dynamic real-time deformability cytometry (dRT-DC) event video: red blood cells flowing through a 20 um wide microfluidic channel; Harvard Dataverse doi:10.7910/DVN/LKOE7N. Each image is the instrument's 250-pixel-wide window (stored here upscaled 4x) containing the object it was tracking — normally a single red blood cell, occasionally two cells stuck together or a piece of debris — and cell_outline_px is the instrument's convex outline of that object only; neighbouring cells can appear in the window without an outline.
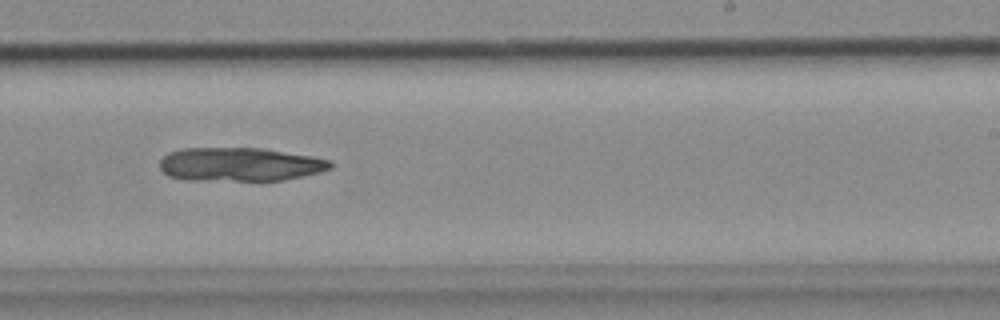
{"species": "common noctule bat (a hibernating species)", "species_latin": "Nyctalus noctula", "temperature_condition": "cold", "stored_images_in_passage": 37, "camera_frame_rate_fps": 3000, "um_per_image_px": 0.085, "animal": {"sex": "female", "body_mass_g": 18.4}, "frame": {"image": 1, "passage_image": 17, "time_ms": 5.333, "image_size_px": [1000, 320], "cell_outline_px": [[332, 168], [320, 172], [284, 180], [184, 180], [168, 176], [160, 168], [160, 160], [168, 152], [180, 148], [264, 148], [312, 156], [332, 160]], "centroid_in_image_um": [20.38, 13.97], "position_along_channel_um": 268.6, "area_um2": 33.7}}
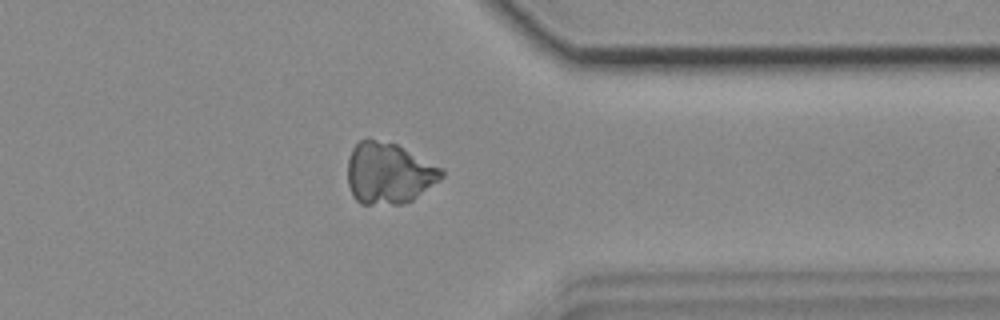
{"frame": {"image": 2, "passage_image": 26, "time_ms": 8.333, "image_size_px": [1000, 320], "cell_outline_px": [[444, 176], [440, 180], [412, 200], [400, 204], [360, 204], [352, 196], [348, 184], [348, 160], [352, 148], [360, 140], [376, 140], [396, 144], [444, 168]], "centroid_in_image_um": [33.05, 14.74], "position_along_channel_um": 378.3, "area_um2": 33.52}}
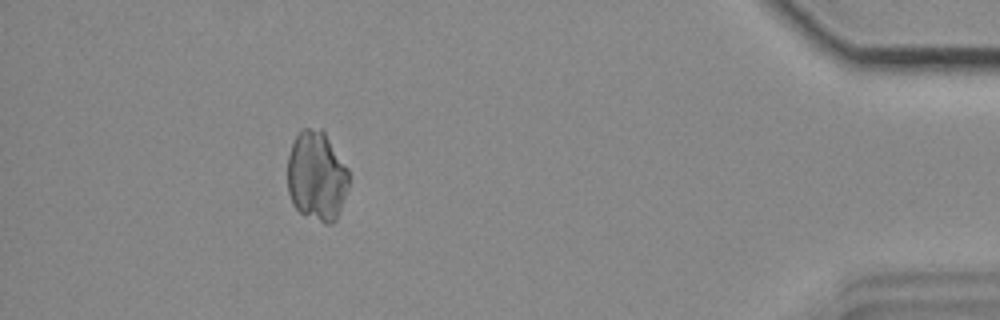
{"frame": {"image": 3, "passage_image": 32, "time_ms": 10.333, "image_size_px": [1000, 320], "cell_outline_px": [[348, 188], [336, 220], [332, 224], [324, 224], [300, 212], [292, 204], [288, 192], [288, 156], [292, 144], [300, 128], [320, 128], [324, 132], [348, 168]], "centroid_in_image_um": [26.91, 14.97], "position_along_channel_um": 408.3, "area_um2": 32.14}}